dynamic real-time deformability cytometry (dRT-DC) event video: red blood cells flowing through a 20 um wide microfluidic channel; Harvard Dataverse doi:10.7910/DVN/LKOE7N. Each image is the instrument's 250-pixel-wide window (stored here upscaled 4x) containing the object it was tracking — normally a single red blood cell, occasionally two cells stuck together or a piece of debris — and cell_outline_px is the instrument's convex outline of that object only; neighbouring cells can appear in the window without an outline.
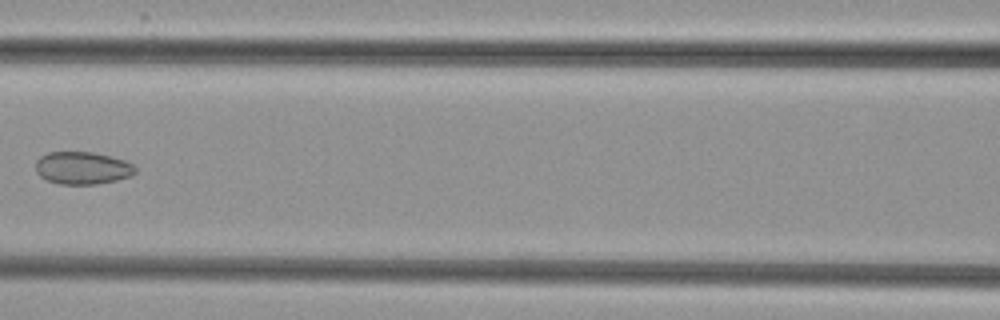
{"species": "common noctule bat (a hibernating species)", "species_latin": "Nyctalus noctula", "temperature_condition": "cold", "stored_images_in_passage": 6, "camera_frame_rate_fps": 3000, "um_per_image_px": 0.085, "animal": {"sex": "female", "body_mass_g": 29.2, "forearm_length_mm": 56.3}, "frame": {"image": 1, "passage_image": 6, "time_ms": 6.667, "image_size_px": [1000, 320], "cell_outline_px": [[136, 172], [132, 176], [116, 180], [96, 184], [60, 184], [48, 180], [40, 176], [36, 172], [36, 160], [40, 156], [48, 152], [92, 152], [112, 156], [124, 160], [132, 164], [136, 168]], "centroid_in_image_um": [7.01, 14.27], "position_along_channel_um": 159.6, "area_um2": 18.96}}